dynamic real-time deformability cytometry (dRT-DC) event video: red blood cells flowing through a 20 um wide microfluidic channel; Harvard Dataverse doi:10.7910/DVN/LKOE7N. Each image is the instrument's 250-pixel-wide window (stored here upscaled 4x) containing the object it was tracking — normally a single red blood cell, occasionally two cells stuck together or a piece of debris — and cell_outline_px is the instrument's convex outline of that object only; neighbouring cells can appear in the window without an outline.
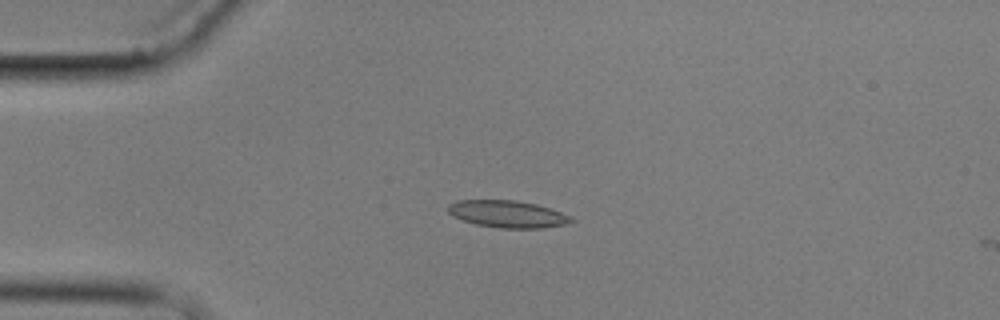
{"species": "common noctule bat (a hibernating species)", "species_latin": "Nyctalus noctula", "temperature_condition": "cold", "stored_images_in_passage": 4, "camera_frame_rate_fps": 3000, "um_per_image_px": 0.085, "animal": {"sex": "male", "body_mass_g": 17.9}, "frame": {"image": 1, "passage_image": 3, "time_ms": 2.333, "image_size_px": [1000, 320], "cell_outline_px": [[576, 220], [564, 224], [540, 228], [500, 228], [476, 224], [452, 216], [448, 212], [448, 204], [456, 200], [516, 200], [536, 204], [572, 216]], "centroid_in_image_um": [43.12, 18.19], "position_along_channel_um": 41.9, "area_um2": 19.36}}